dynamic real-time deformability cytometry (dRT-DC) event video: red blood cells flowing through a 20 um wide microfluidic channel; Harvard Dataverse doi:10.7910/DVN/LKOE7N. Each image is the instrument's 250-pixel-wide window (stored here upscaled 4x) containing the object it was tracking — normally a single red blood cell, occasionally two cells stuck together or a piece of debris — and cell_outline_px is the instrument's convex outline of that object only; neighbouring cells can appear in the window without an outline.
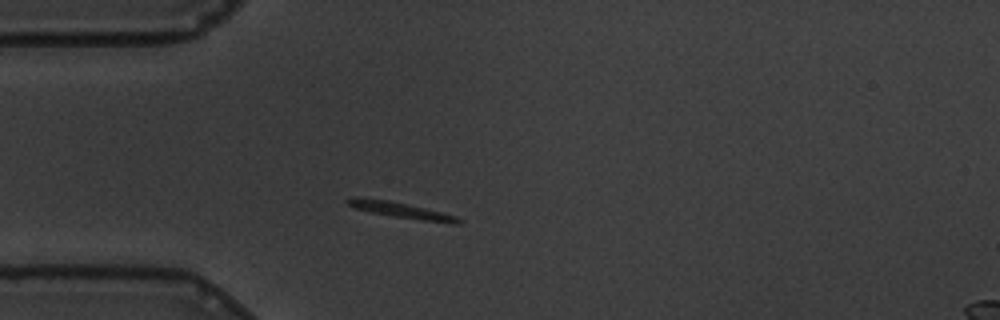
{"species": "common noctule bat (a hibernating species)", "species_latin": "Nyctalus noctula", "temperature_condition": "warm", "stored_images_in_passage": 53, "camera_frame_rate_fps": 3000, "um_per_image_px": 0.085, "animal": {"sex": "male", "body_mass_g": 19.5, "forearm_length_mm": 54.6}, "frame": {"image": 1, "passage_image": 10, "time_ms": 3.0, "image_size_px": [1000, 320], "cell_outline_px": [[464, 220], [460, 224], [452, 224], [396, 216], [372, 212], [352, 208], [344, 200], [352, 196], [356, 196], [388, 200], [408, 204], [456, 216]], "centroid_in_image_um": [34.05, 17.84], "position_along_channel_um": 50.9, "area_um2": 10.12}}
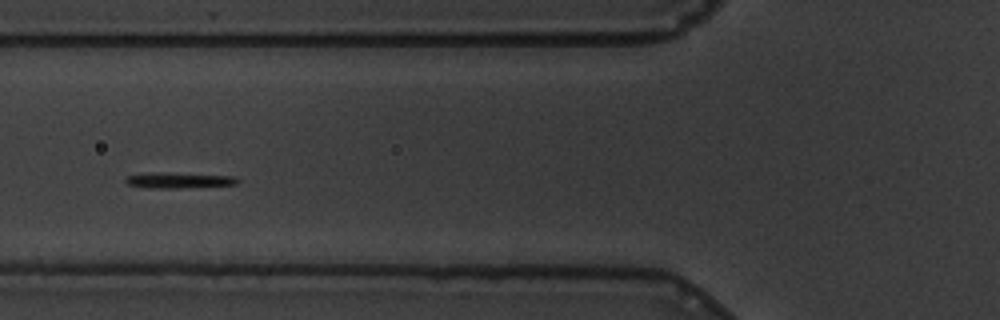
{"frame": {"image": 2, "passage_image": 16, "time_ms": 5.0, "image_size_px": [1000, 320], "cell_outline_px": [[240, 180], [236, 184], [180, 188], [148, 188], [128, 184], [124, 180], [128, 176], [148, 172], [160, 172], [232, 176]], "centroid_in_image_um": [15.16, 15.32], "position_along_channel_um": 110.6, "area_um2": 10.12}}